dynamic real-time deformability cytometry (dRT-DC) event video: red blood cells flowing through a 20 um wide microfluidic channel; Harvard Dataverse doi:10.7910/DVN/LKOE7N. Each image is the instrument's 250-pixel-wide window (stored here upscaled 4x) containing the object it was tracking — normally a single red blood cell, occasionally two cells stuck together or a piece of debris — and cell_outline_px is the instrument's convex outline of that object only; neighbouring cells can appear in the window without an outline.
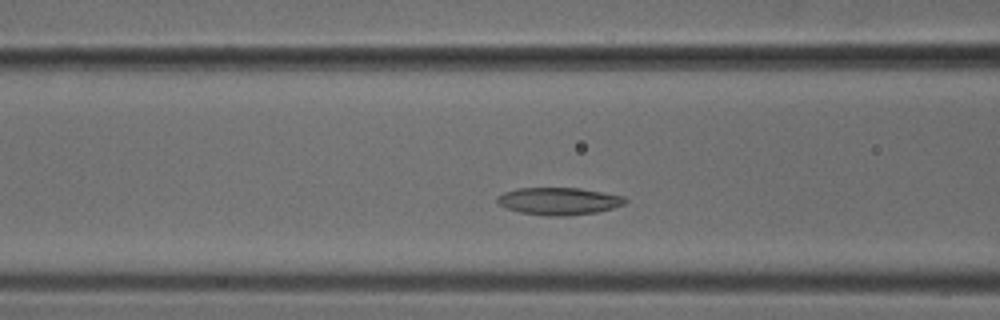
{"species": "common noctule bat (a hibernating species)", "species_latin": "Nyctalus noctula", "temperature_condition": "cold", "stored_images_in_passage": 42, "camera_frame_rate_fps": 3000, "um_per_image_px": 0.085, "animal": {"sex": "male", "body_mass_g": 18.8}, "frame": {"image": 1, "passage_image": 11, "time_ms": 3.333, "image_size_px": [1000, 320], "cell_outline_px": [[628, 200], [624, 204], [612, 208], [596, 212], [564, 216], [552, 216], [520, 212], [496, 204], [496, 196], [504, 192], [516, 188], [580, 188], [624, 196]], "centroid_in_image_um": [47.47, 17.09], "position_along_channel_um": 119.1, "area_um2": 20.35}}
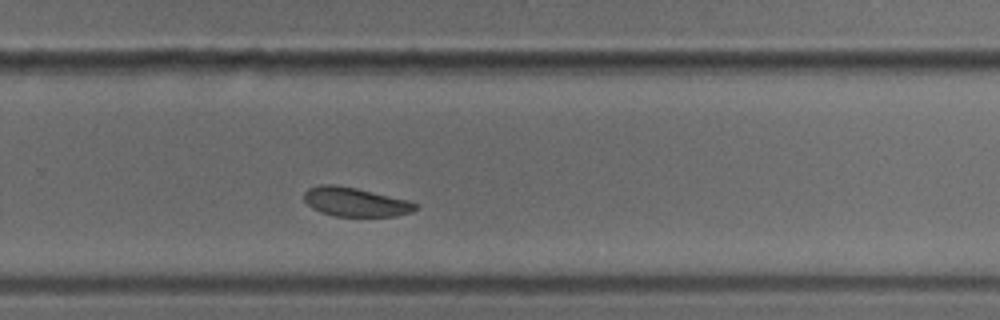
{"frame": {"image": 2, "passage_image": 25, "time_ms": 8.0, "image_size_px": [1000, 320], "cell_outline_px": [[420, 208], [412, 212], [396, 216], [332, 216], [320, 212], [312, 208], [304, 200], [304, 192], [308, 188], [320, 184], [336, 184], [356, 188], [408, 200], [420, 204]], "centroid_in_image_um": [30.22, 17.17], "position_along_channel_um": 299.6, "area_um2": 19.07}}
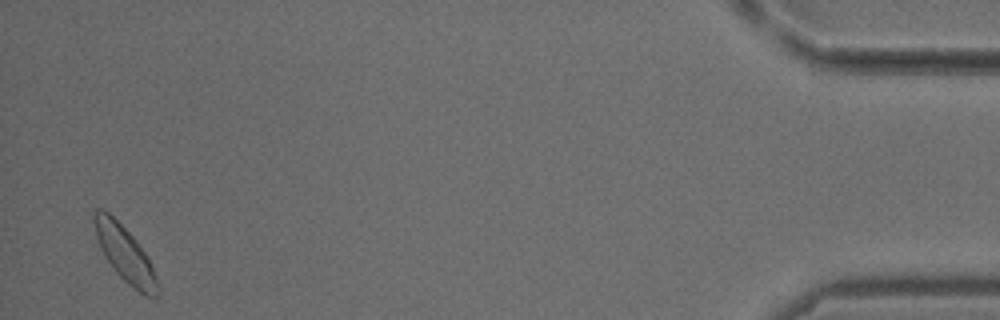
{"frame": {"image": 3, "passage_image": 41, "time_ms": 13.333, "image_size_px": [1000, 320], "cell_outline_px": [[160, 292], [156, 296], [144, 296], [124, 280], [116, 272], [104, 256], [100, 248], [96, 236], [92, 216], [92, 212], [96, 208], [100, 208], [108, 212], [136, 240], [144, 252], [156, 276], [160, 288]], "centroid_in_image_um": [10.59, 21.58], "position_along_channel_um": 424.6, "area_um2": 20.23}}